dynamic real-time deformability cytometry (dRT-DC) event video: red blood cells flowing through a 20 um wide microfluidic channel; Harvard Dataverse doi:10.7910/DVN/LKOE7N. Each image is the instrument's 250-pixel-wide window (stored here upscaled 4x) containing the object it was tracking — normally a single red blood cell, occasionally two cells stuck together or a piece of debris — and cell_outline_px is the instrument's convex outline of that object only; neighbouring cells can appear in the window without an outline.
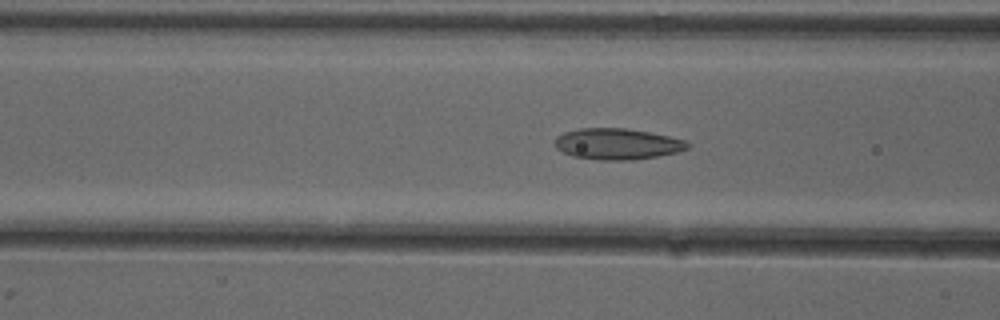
{"species": "common noctule bat (a hibernating species)", "species_latin": "Nyctalus noctula", "temperature_condition": "cold", "stored_images_in_passage": 54, "camera_frame_rate_fps": 3000, "um_per_image_px": 0.085, "animal": {"sex": "female"}, "frame": {"image": 1, "passage_image": 21, "time_ms": 6.667, "image_size_px": [1000, 320], "cell_outline_px": [[688, 148], [680, 152], [632, 160], [600, 160], [572, 156], [556, 148], [556, 136], [564, 132], [580, 128], [624, 128], [648, 132], [668, 136], [684, 140], [688, 144]], "centroid_in_image_um": [52.46, 12.24], "position_along_channel_um": 114.1, "area_um2": 23.87}}
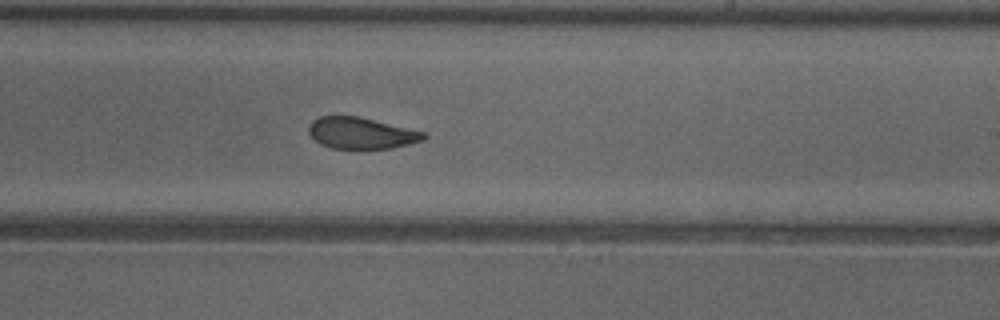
{"frame": {"image": 2, "passage_image": 32, "time_ms": 10.333, "image_size_px": [1000, 320], "cell_outline_px": [[428, 136], [424, 140], [392, 148], [328, 148], [320, 144], [308, 132], [308, 128], [312, 120], [320, 116], [356, 116], [424, 132]], "centroid_in_image_um": [30.68, 11.32], "position_along_channel_um": 258.3, "area_um2": 20.75}}
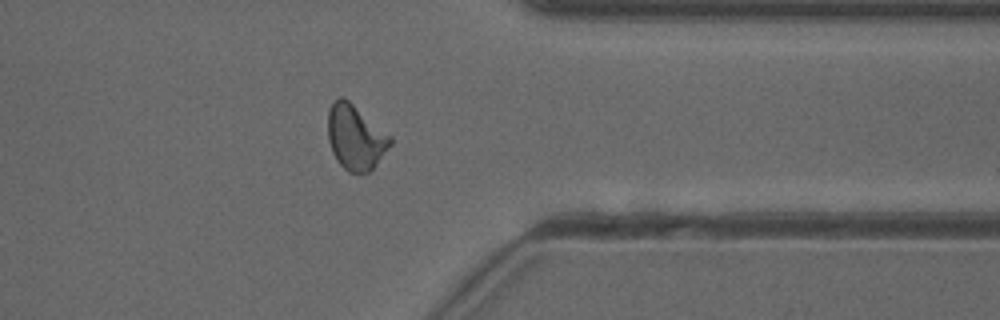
{"frame": {"image": 3, "passage_image": 42, "time_ms": 13.667, "image_size_px": [1000, 320], "cell_outline_px": [[392, 144], [376, 164], [368, 172], [348, 172], [336, 160], [332, 152], [328, 140], [328, 108], [340, 96], [348, 100], [392, 136]], "centroid_in_image_um": [30.21, 11.67], "position_along_channel_um": 381.2, "area_um2": 23.47}, "authors_computed_cell_mechanics": {"area_um2": 23.0911, "velocity_mm_per_s": 3.934, "shape_relaxation_time_tau1_ms": null, "shape_relaxation_time_tau2_ms": 1.8859, "deformation_change_tau1": null, "deformation_change_tau2": 0.087}}